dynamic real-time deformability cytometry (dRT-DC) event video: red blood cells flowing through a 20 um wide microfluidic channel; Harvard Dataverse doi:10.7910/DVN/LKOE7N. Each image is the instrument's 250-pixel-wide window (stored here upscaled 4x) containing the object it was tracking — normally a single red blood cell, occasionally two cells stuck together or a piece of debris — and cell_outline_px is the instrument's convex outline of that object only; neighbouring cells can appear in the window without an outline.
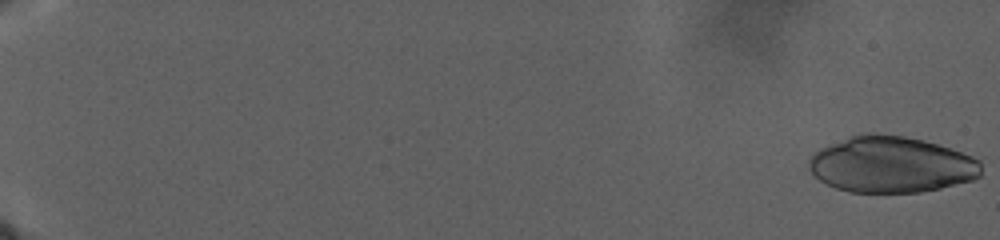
{"species": "human", "species_latin": "Homo sapiens", "temperature_condition": "warm", "stored_images_in_passage": 109, "camera_frame_rate_fps": 3000, "um_per_image_px": 0.085, "donor": {"sex": "male"}, "frame": {"image": 1, "passage_image": 1, "time_ms": 0.0, "image_size_px": [1000, 240], "cell_outline_px": [[980, 176], [972, 180], [940, 188], [920, 192], [848, 192], [836, 188], [820, 180], [808, 168], [808, 160], [820, 148], [860, 132], [872, 132], [904, 136], [924, 140], [972, 156], [980, 160]], "centroid_in_image_um": [75.73, 13.98], "position_along_channel_um": 9.3, "area_um2": 56.36}}
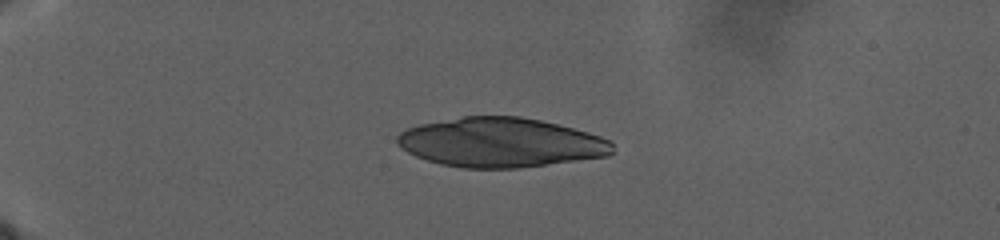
{"frame": {"image": 2, "passage_image": 41, "time_ms": 11.0, "image_size_px": [1000, 240], "cell_outline_px": [[612, 152], [608, 156], [520, 168], [460, 168], [440, 164], [416, 156], [400, 148], [396, 144], [396, 136], [400, 132], [408, 128], [420, 124], [464, 116], [520, 116], [540, 120], [588, 132], [600, 136], [608, 140], [612, 144]], "centroid_in_image_um": [42.52, 12.12], "position_along_channel_um": 42.5, "area_um2": 61.96}}